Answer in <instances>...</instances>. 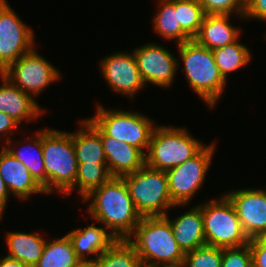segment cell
I'll return each instance as SVG.
<instances>
[{
	"label": "cell",
	"mask_w": 266,
	"mask_h": 267,
	"mask_svg": "<svg viewBox=\"0 0 266 267\" xmlns=\"http://www.w3.org/2000/svg\"><path fill=\"white\" fill-rule=\"evenodd\" d=\"M91 200V201H90ZM90 202L88 214L112 233L117 240L127 239L141 220L122 177H111L82 199Z\"/></svg>",
	"instance_id": "obj_1"
},
{
	"label": "cell",
	"mask_w": 266,
	"mask_h": 267,
	"mask_svg": "<svg viewBox=\"0 0 266 267\" xmlns=\"http://www.w3.org/2000/svg\"><path fill=\"white\" fill-rule=\"evenodd\" d=\"M127 241L135 248L143 267L184 262L185 254L164 216L142 217Z\"/></svg>",
	"instance_id": "obj_2"
},
{
	"label": "cell",
	"mask_w": 266,
	"mask_h": 267,
	"mask_svg": "<svg viewBox=\"0 0 266 267\" xmlns=\"http://www.w3.org/2000/svg\"><path fill=\"white\" fill-rule=\"evenodd\" d=\"M177 49L189 86L210 109H214L227 81L215 63L212 50L199 45L194 39L177 45Z\"/></svg>",
	"instance_id": "obj_3"
},
{
	"label": "cell",
	"mask_w": 266,
	"mask_h": 267,
	"mask_svg": "<svg viewBox=\"0 0 266 267\" xmlns=\"http://www.w3.org/2000/svg\"><path fill=\"white\" fill-rule=\"evenodd\" d=\"M42 150L46 170V193L65 195L75 184L78 163L72 134L46 127L42 130ZM56 189V190H55Z\"/></svg>",
	"instance_id": "obj_4"
},
{
	"label": "cell",
	"mask_w": 266,
	"mask_h": 267,
	"mask_svg": "<svg viewBox=\"0 0 266 267\" xmlns=\"http://www.w3.org/2000/svg\"><path fill=\"white\" fill-rule=\"evenodd\" d=\"M204 146L186 127L156 125L145 154V165L167 171L195 156Z\"/></svg>",
	"instance_id": "obj_5"
},
{
	"label": "cell",
	"mask_w": 266,
	"mask_h": 267,
	"mask_svg": "<svg viewBox=\"0 0 266 267\" xmlns=\"http://www.w3.org/2000/svg\"><path fill=\"white\" fill-rule=\"evenodd\" d=\"M129 195L141 217L165 216L175 205L169 195L166 171L144 165L134 173L122 177Z\"/></svg>",
	"instance_id": "obj_6"
},
{
	"label": "cell",
	"mask_w": 266,
	"mask_h": 267,
	"mask_svg": "<svg viewBox=\"0 0 266 267\" xmlns=\"http://www.w3.org/2000/svg\"><path fill=\"white\" fill-rule=\"evenodd\" d=\"M206 245L231 248L250 242L230 200L221 197L201 204Z\"/></svg>",
	"instance_id": "obj_7"
},
{
	"label": "cell",
	"mask_w": 266,
	"mask_h": 267,
	"mask_svg": "<svg viewBox=\"0 0 266 267\" xmlns=\"http://www.w3.org/2000/svg\"><path fill=\"white\" fill-rule=\"evenodd\" d=\"M90 119L109 137L130 144L144 154L148 150L155 122L141 112L106 110L98 104Z\"/></svg>",
	"instance_id": "obj_8"
},
{
	"label": "cell",
	"mask_w": 266,
	"mask_h": 267,
	"mask_svg": "<svg viewBox=\"0 0 266 267\" xmlns=\"http://www.w3.org/2000/svg\"><path fill=\"white\" fill-rule=\"evenodd\" d=\"M215 148V142L205 145L195 156L166 171L169 195L175 205H188L201 189Z\"/></svg>",
	"instance_id": "obj_9"
},
{
	"label": "cell",
	"mask_w": 266,
	"mask_h": 267,
	"mask_svg": "<svg viewBox=\"0 0 266 267\" xmlns=\"http://www.w3.org/2000/svg\"><path fill=\"white\" fill-rule=\"evenodd\" d=\"M33 48L12 63L2 74L23 92L34 95L40 94L49 84L60 80L61 73L46 58Z\"/></svg>",
	"instance_id": "obj_10"
},
{
	"label": "cell",
	"mask_w": 266,
	"mask_h": 267,
	"mask_svg": "<svg viewBox=\"0 0 266 267\" xmlns=\"http://www.w3.org/2000/svg\"><path fill=\"white\" fill-rule=\"evenodd\" d=\"M18 16L0 0V73L35 47L33 31Z\"/></svg>",
	"instance_id": "obj_11"
},
{
	"label": "cell",
	"mask_w": 266,
	"mask_h": 267,
	"mask_svg": "<svg viewBox=\"0 0 266 267\" xmlns=\"http://www.w3.org/2000/svg\"><path fill=\"white\" fill-rule=\"evenodd\" d=\"M133 54L145 85L151 83L162 89L172 85L180 60L168 49L158 43H147L135 48Z\"/></svg>",
	"instance_id": "obj_12"
},
{
	"label": "cell",
	"mask_w": 266,
	"mask_h": 267,
	"mask_svg": "<svg viewBox=\"0 0 266 267\" xmlns=\"http://www.w3.org/2000/svg\"><path fill=\"white\" fill-rule=\"evenodd\" d=\"M100 69L108 87L116 93L128 95L132 100L138 91L146 87L133 52L117 51L105 56L100 60Z\"/></svg>",
	"instance_id": "obj_13"
},
{
	"label": "cell",
	"mask_w": 266,
	"mask_h": 267,
	"mask_svg": "<svg viewBox=\"0 0 266 267\" xmlns=\"http://www.w3.org/2000/svg\"><path fill=\"white\" fill-rule=\"evenodd\" d=\"M224 195L233 204L249 239L266 231V189H237Z\"/></svg>",
	"instance_id": "obj_14"
},
{
	"label": "cell",
	"mask_w": 266,
	"mask_h": 267,
	"mask_svg": "<svg viewBox=\"0 0 266 267\" xmlns=\"http://www.w3.org/2000/svg\"><path fill=\"white\" fill-rule=\"evenodd\" d=\"M0 151V176L10 194L19 200L29 199L33 194H46L28 168L2 146Z\"/></svg>",
	"instance_id": "obj_15"
},
{
	"label": "cell",
	"mask_w": 266,
	"mask_h": 267,
	"mask_svg": "<svg viewBox=\"0 0 266 267\" xmlns=\"http://www.w3.org/2000/svg\"><path fill=\"white\" fill-rule=\"evenodd\" d=\"M101 141L112 177H123L145 165V154L140 149L109 137L102 130Z\"/></svg>",
	"instance_id": "obj_16"
},
{
	"label": "cell",
	"mask_w": 266,
	"mask_h": 267,
	"mask_svg": "<svg viewBox=\"0 0 266 267\" xmlns=\"http://www.w3.org/2000/svg\"><path fill=\"white\" fill-rule=\"evenodd\" d=\"M0 112L6 113L13 118L19 125L21 122L34 121L46 112L42 109L37 101L29 94L15 87L8 78L0 73Z\"/></svg>",
	"instance_id": "obj_17"
},
{
	"label": "cell",
	"mask_w": 266,
	"mask_h": 267,
	"mask_svg": "<svg viewBox=\"0 0 266 267\" xmlns=\"http://www.w3.org/2000/svg\"><path fill=\"white\" fill-rule=\"evenodd\" d=\"M93 222L85 228L74 229L66 234L73 245L76 257L83 263L97 259L117 240L107 228L103 225L97 227ZM88 255L96 256L89 259Z\"/></svg>",
	"instance_id": "obj_18"
},
{
	"label": "cell",
	"mask_w": 266,
	"mask_h": 267,
	"mask_svg": "<svg viewBox=\"0 0 266 267\" xmlns=\"http://www.w3.org/2000/svg\"><path fill=\"white\" fill-rule=\"evenodd\" d=\"M164 217L169 221L174 238L184 254L206 245L201 203L172 220L168 213Z\"/></svg>",
	"instance_id": "obj_19"
},
{
	"label": "cell",
	"mask_w": 266,
	"mask_h": 267,
	"mask_svg": "<svg viewBox=\"0 0 266 267\" xmlns=\"http://www.w3.org/2000/svg\"><path fill=\"white\" fill-rule=\"evenodd\" d=\"M81 127L72 134L74 152L78 164H107L101 141V129L90 119L79 123Z\"/></svg>",
	"instance_id": "obj_20"
},
{
	"label": "cell",
	"mask_w": 266,
	"mask_h": 267,
	"mask_svg": "<svg viewBox=\"0 0 266 267\" xmlns=\"http://www.w3.org/2000/svg\"><path fill=\"white\" fill-rule=\"evenodd\" d=\"M231 15H205L200 31L194 40L201 46L214 50L240 39V28L230 24Z\"/></svg>",
	"instance_id": "obj_21"
},
{
	"label": "cell",
	"mask_w": 266,
	"mask_h": 267,
	"mask_svg": "<svg viewBox=\"0 0 266 267\" xmlns=\"http://www.w3.org/2000/svg\"><path fill=\"white\" fill-rule=\"evenodd\" d=\"M6 244L9 253L7 256L23 264L34 267L42 256L46 240L38 233L7 232Z\"/></svg>",
	"instance_id": "obj_22"
},
{
	"label": "cell",
	"mask_w": 266,
	"mask_h": 267,
	"mask_svg": "<svg viewBox=\"0 0 266 267\" xmlns=\"http://www.w3.org/2000/svg\"><path fill=\"white\" fill-rule=\"evenodd\" d=\"M35 139L27 137L30 139L31 144H25L27 141L24 138V145L19 147L20 149L12 147V140H8L7 145L3 144V146L7 149V151L13 155L15 158L20 160L30 171L34 179L44 188L46 192V170L44 167V158H43V150H42V130H37L35 132Z\"/></svg>",
	"instance_id": "obj_23"
},
{
	"label": "cell",
	"mask_w": 266,
	"mask_h": 267,
	"mask_svg": "<svg viewBox=\"0 0 266 267\" xmlns=\"http://www.w3.org/2000/svg\"><path fill=\"white\" fill-rule=\"evenodd\" d=\"M159 10L153 17V28L157 35L176 44L193 40L181 27L178 17V0H157Z\"/></svg>",
	"instance_id": "obj_24"
},
{
	"label": "cell",
	"mask_w": 266,
	"mask_h": 267,
	"mask_svg": "<svg viewBox=\"0 0 266 267\" xmlns=\"http://www.w3.org/2000/svg\"><path fill=\"white\" fill-rule=\"evenodd\" d=\"M80 263L70 239L65 234L61 238L46 241L42 256L34 267H77Z\"/></svg>",
	"instance_id": "obj_25"
},
{
	"label": "cell",
	"mask_w": 266,
	"mask_h": 267,
	"mask_svg": "<svg viewBox=\"0 0 266 267\" xmlns=\"http://www.w3.org/2000/svg\"><path fill=\"white\" fill-rule=\"evenodd\" d=\"M251 51L239 39L232 44L212 50L214 60L223 78H227L231 72L237 71L251 61Z\"/></svg>",
	"instance_id": "obj_26"
},
{
	"label": "cell",
	"mask_w": 266,
	"mask_h": 267,
	"mask_svg": "<svg viewBox=\"0 0 266 267\" xmlns=\"http://www.w3.org/2000/svg\"><path fill=\"white\" fill-rule=\"evenodd\" d=\"M90 263L92 267H143L135 248L127 239L116 240Z\"/></svg>",
	"instance_id": "obj_27"
},
{
	"label": "cell",
	"mask_w": 266,
	"mask_h": 267,
	"mask_svg": "<svg viewBox=\"0 0 266 267\" xmlns=\"http://www.w3.org/2000/svg\"><path fill=\"white\" fill-rule=\"evenodd\" d=\"M107 164H78V173L74 186L65 194L67 196L77 187L82 199L92 190L102 186L111 178Z\"/></svg>",
	"instance_id": "obj_28"
},
{
	"label": "cell",
	"mask_w": 266,
	"mask_h": 267,
	"mask_svg": "<svg viewBox=\"0 0 266 267\" xmlns=\"http://www.w3.org/2000/svg\"><path fill=\"white\" fill-rule=\"evenodd\" d=\"M205 15L198 0H178L179 23L192 39L199 33Z\"/></svg>",
	"instance_id": "obj_29"
},
{
	"label": "cell",
	"mask_w": 266,
	"mask_h": 267,
	"mask_svg": "<svg viewBox=\"0 0 266 267\" xmlns=\"http://www.w3.org/2000/svg\"><path fill=\"white\" fill-rule=\"evenodd\" d=\"M184 267H221L222 248L204 245L185 253Z\"/></svg>",
	"instance_id": "obj_30"
},
{
	"label": "cell",
	"mask_w": 266,
	"mask_h": 267,
	"mask_svg": "<svg viewBox=\"0 0 266 267\" xmlns=\"http://www.w3.org/2000/svg\"><path fill=\"white\" fill-rule=\"evenodd\" d=\"M206 15H238L243 18L247 0H198ZM233 13V14H232Z\"/></svg>",
	"instance_id": "obj_31"
},
{
	"label": "cell",
	"mask_w": 266,
	"mask_h": 267,
	"mask_svg": "<svg viewBox=\"0 0 266 267\" xmlns=\"http://www.w3.org/2000/svg\"><path fill=\"white\" fill-rule=\"evenodd\" d=\"M221 267H252L249 244L242 247L222 248Z\"/></svg>",
	"instance_id": "obj_32"
},
{
	"label": "cell",
	"mask_w": 266,
	"mask_h": 267,
	"mask_svg": "<svg viewBox=\"0 0 266 267\" xmlns=\"http://www.w3.org/2000/svg\"><path fill=\"white\" fill-rule=\"evenodd\" d=\"M259 19L266 21V0H247L244 20Z\"/></svg>",
	"instance_id": "obj_33"
},
{
	"label": "cell",
	"mask_w": 266,
	"mask_h": 267,
	"mask_svg": "<svg viewBox=\"0 0 266 267\" xmlns=\"http://www.w3.org/2000/svg\"><path fill=\"white\" fill-rule=\"evenodd\" d=\"M252 255V267H266V247L257 239L248 243Z\"/></svg>",
	"instance_id": "obj_34"
},
{
	"label": "cell",
	"mask_w": 266,
	"mask_h": 267,
	"mask_svg": "<svg viewBox=\"0 0 266 267\" xmlns=\"http://www.w3.org/2000/svg\"><path fill=\"white\" fill-rule=\"evenodd\" d=\"M19 127L21 126L13 118L6 113L0 112V139L5 137L6 140L3 143H7L8 140H11L10 135L13 134V131H15V129L17 130Z\"/></svg>",
	"instance_id": "obj_35"
},
{
	"label": "cell",
	"mask_w": 266,
	"mask_h": 267,
	"mask_svg": "<svg viewBox=\"0 0 266 267\" xmlns=\"http://www.w3.org/2000/svg\"><path fill=\"white\" fill-rule=\"evenodd\" d=\"M9 191L5 185L3 178L0 176V220L3 217V213H5V207L7 205L9 199Z\"/></svg>",
	"instance_id": "obj_36"
},
{
	"label": "cell",
	"mask_w": 266,
	"mask_h": 267,
	"mask_svg": "<svg viewBox=\"0 0 266 267\" xmlns=\"http://www.w3.org/2000/svg\"><path fill=\"white\" fill-rule=\"evenodd\" d=\"M0 267H29L22 262L10 258L9 256H5L3 258H0Z\"/></svg>",
	"instance_id": "obj_37"
},
{
	"label": "cell",
	"mask_w": 266,
	"mask_h": 267,
	"mask_svg": "<svg viewBox=\"0 0 266 267\" xmlns=\"http://www.w3.org/2000/svg\"><path fill=\"white\" fill-rule=\"evenodd\" d=\"M257 239L266 247V231L262 232Z\"/></svg>",
	"instance_id": "obj_38"
},
{
	"label": "cell",
	"mask_w": 266,
	"mask_h": 267,
	"mask_svg": "<svg viewBox=\"0 0 266 267\" xmlns=\"http://www.w3.org/2000/svg\"><path fill=\"white\" fill-rule=\"evenodd\" d=\"M150 267H184L183 264H163V265H153Z\"/></svg>",
	"instance_id": "obj_39"
},
{
	"label": "cell",
	"mask_w": 266,
	"mask_h": 267,
	"mask_svg": "<svg viewBox=\"0 0 266 267\" xmlns=\"http://www.w3.org/2000/svg\"><path fill=\"white\" fill-rule=\"evenodd\" d=\"M77 267H92V264L90 262L88 263L81 262Z\"/></svg>",
	"instance_id": "obj_40"
}]
</instances>
